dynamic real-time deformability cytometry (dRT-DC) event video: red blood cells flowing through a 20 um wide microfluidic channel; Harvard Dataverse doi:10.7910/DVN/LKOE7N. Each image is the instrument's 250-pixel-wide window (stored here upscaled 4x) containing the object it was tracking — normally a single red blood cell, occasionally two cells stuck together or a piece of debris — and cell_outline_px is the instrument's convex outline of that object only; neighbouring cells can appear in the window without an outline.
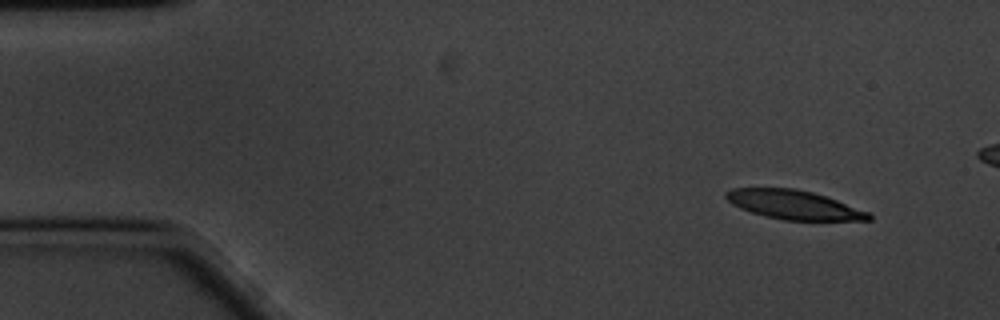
{"species": "common noctule bat (a hibernating species)", "species_latin": "Nyctalus noctula", "temperature_condition": "cold", "stored_images_in_passage": 12, "camera_frame_rate_fps": 3000, "um_per_image_px": 0.085, "animal": {"sex": "male", "body_mass_g": 20.1, "forearm_length_mm": 53.5}, "frame": {"image": 1, "passage_image": 1, "time_ms": 0.0, "image_size_px": [1000, 320], "cell_outline_px": [[872, 220], [784, 220], [764, 216], [740, 208], [732, 204], [724, 196], [724, 192], [732, 188], [796, 188], [812, 192], [836, 200], [868, 212], [872, 216]], "centroid_in_image_um": [67.43, 17.4], "position_along_channel_um": 17.6, "area_um2": 23.93}}